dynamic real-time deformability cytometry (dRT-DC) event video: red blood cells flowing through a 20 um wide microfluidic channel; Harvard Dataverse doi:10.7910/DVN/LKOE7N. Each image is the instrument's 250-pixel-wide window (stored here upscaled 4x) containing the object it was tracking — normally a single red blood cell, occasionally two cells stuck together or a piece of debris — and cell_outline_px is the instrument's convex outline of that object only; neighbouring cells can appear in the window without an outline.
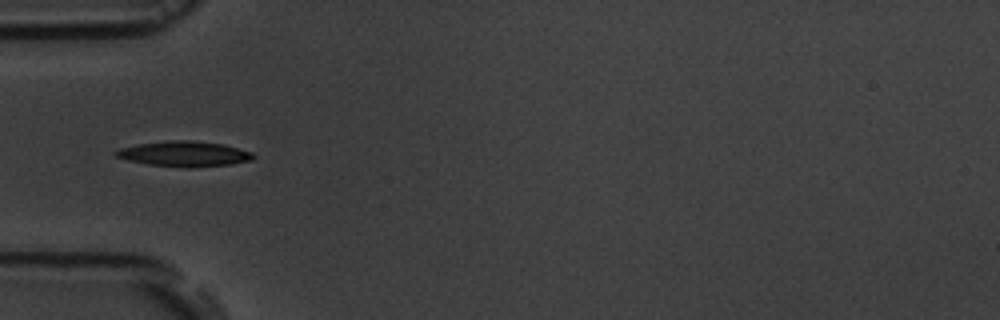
{"species": "common noctule bat (a hibernating species)", "species_latin": "Nyctalus noctula", "temperature_condition": "room temperature", "stored_images_in_passage": 8, "camera_frame_rate_fps": 3000, "um_per_image_px": 0.085, "animal": {"sex": "male", "body_mass_g": 19.5, "forearm_length_mm": 54.6}, "frame": {"image": 1, "passage_image": 5, "time_ms": 4.667, "image_size_px": [1000, 320], "cell_outline_px": [[256, 156], [252, 160], [232, 164], [188, 168], [148, 164], [128, 160], [116, 156], [112, 152], [120, 148], [140, 144], [172, 140], [192, 140], [224, 144], [252, 152]], "centroid_in_image_um": [15.7, 13.08], "position_along_channel_um": 69.3, "area_um2": 20.23}}
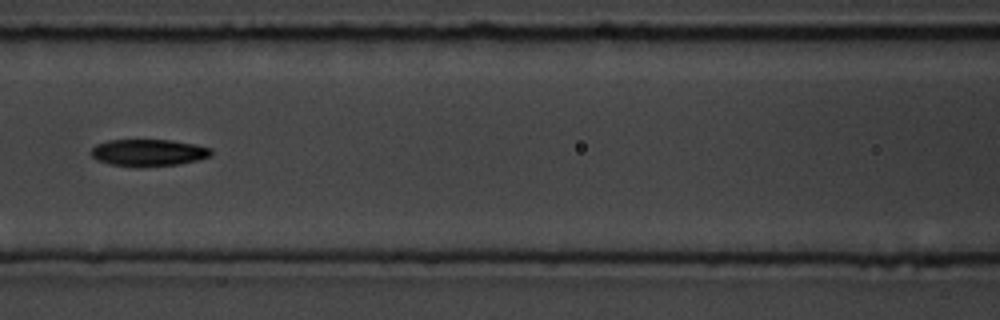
{"frame": {"image": 2, "passage_image": 7, "time_ms": 7.0, "image_size_px": [1000, 320], "cell_outline_px": [[212, 156], [180, 164], [112, 164], [96, 160], [92, 156], [92, 148], [96, 144], [108, 140], [172, 140], [196, 144], [212, 148]], "centroid_in_image_um": [12.67, 12.92], "position_along_channel_um": 153.9, "area_um2": 18.09}}
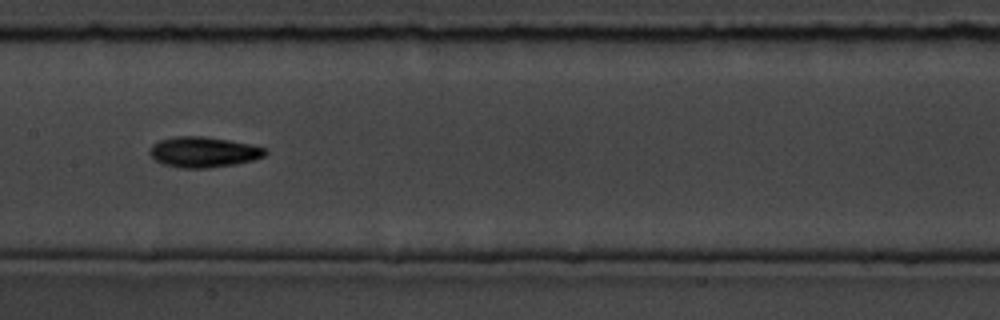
{"frame": {"image": 3, "passage_image": 8, "time_ms": 8.0, "image_size_px": [1000, 320], "cell_outline_px": [[268, 152], [264, 156], [252, 160], [236, 164], [208, 168], [180, 168], [164, 164], [156, 160], [148, 152], [152, 144], [160, 140], [176, 136], [204, 136], [252, 144], [268, 148]], "centroid_in_image_um": [17.32, 12.92], "position_along_channel_um": 190.1, "area_um2": 20.63}}